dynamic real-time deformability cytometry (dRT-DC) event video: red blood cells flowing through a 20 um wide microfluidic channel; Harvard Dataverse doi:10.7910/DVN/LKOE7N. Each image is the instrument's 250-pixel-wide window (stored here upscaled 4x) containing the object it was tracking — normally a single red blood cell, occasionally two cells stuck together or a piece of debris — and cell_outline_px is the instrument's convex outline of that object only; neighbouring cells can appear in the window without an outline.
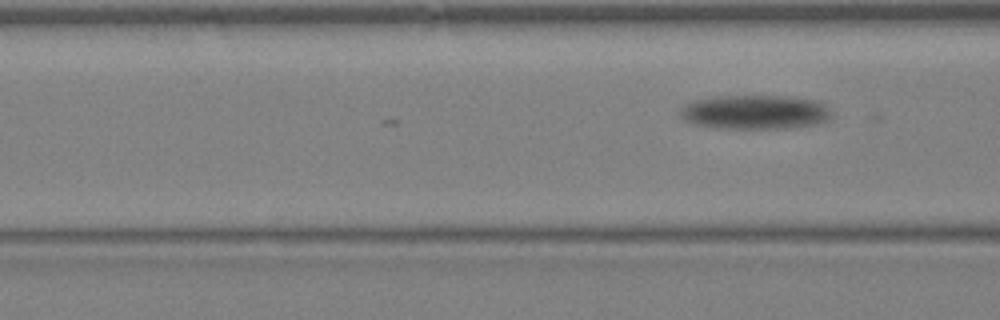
{"species": "Egyptian fruit bat (a non-hibernating species)", "species_latin": "Rousettus aegyptiacus", "temperature_condition": "warm", "stored_images_in_passage": 3, "camera_frame_rate_fps": 3000, "um_per_image_px": 0.085, "animal": {"sex": "female"}, "frame": {"image": 1, "passage_image": 3, "time_ms": 0.667, "image_size_px": [1000, 320], "cell_outline_px": [[832, 116], [828, 120], [820, 124], [784, 128], [720, 128], [692, 124], [684, 120], [680, 116], [680, 108], [684, 104], [696, 100], [716, 96], [788, 96], [812, 100], [824, 104], [832, 112]], "centroid_in_image_um": [64.17, 9.53], "position_along_channel_um": 102.4, "area_um2": 30.29}}